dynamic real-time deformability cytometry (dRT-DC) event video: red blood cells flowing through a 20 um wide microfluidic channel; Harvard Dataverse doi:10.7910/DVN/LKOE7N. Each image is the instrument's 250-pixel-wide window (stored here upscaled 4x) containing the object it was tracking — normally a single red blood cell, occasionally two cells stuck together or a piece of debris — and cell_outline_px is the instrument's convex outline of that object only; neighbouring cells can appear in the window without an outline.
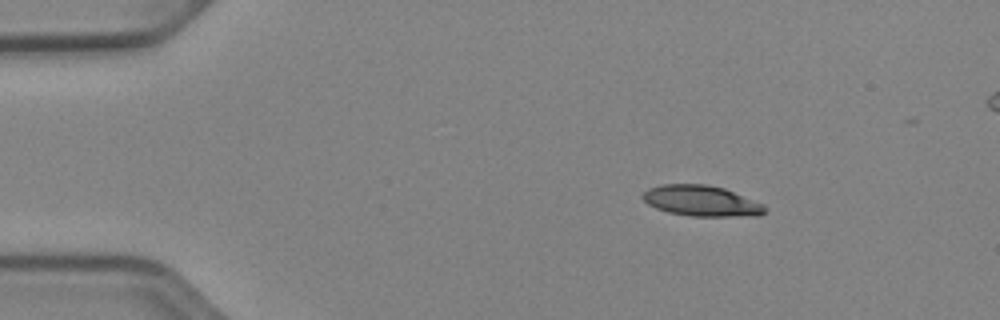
{"species": "Egyptian fruit bat (a non-hibernating species)", "species_latin": "Rousettus aegyptiacus", "temperature_condition": "cold", "stored_images_in_passage": 42, "camera_frame_rate_fps": 3000, "um_per_image_px": 0.085, "animal": {"sex": "female"}, "frame": {"image": 1, "passage_image": 1, "time_ms": 0.0, "image_size_px": [1000, 320], "cell_outline_px": [[768, 212], [760, 216], [692, 216], [668, 212], [656, 208], [648, 204], [640, 196], [648, 188], [660, 184], [708, 184], [724, 188], [764, 204], [768, 208]], "centroid_in_image_um": [59.65, 17.07], "position_along_channel_um": 25.3, "area_um2": 22.14}}
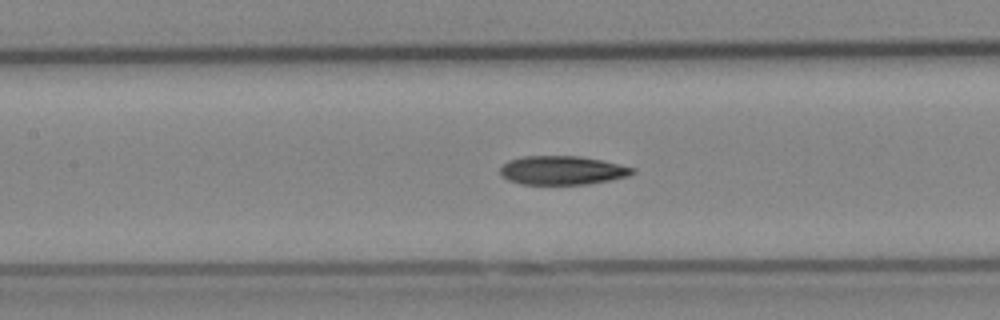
{"frame": {"image": 2, "passage_image": 17, "time_ms": 5.333, "image_size_px": [1000, 320], "cell_outline_px": [[636, 172], [628, 176], [588, 184], [520, 184], [508, 180], [500, 176], [500, 168], [508, 160], [520, 156], [580, 156], [600, 160], [636, 168]], "centroid_in_image_um": [47.76, 14.47], "position_along_channel_um": 159.6, "area_um2": 22.25}}
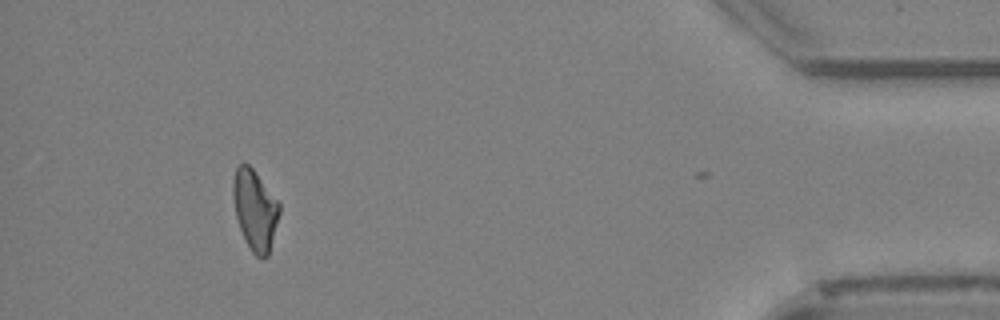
{"frame": {"image": 3, "passage_image": 41, "time_ms": 13.333, "image_size_px": [1000, 320], "cell_outline_px": [[280, 212], [268, 256], [256, 256], [252, 252], [244, 240], [236, 216], [232, 196], [232, 184], [236, 168], [240, 164], [248, 164], [252, 168], [280, 204]], "centroid_in_image_um": [21.65, 17.84], "position_along_channel_um": 413.5, "area_um2": 21.39}, "authors_computed_cell_mechanics": {"area_um2": 22.1085, "velocity_mm_per_s": 3.9221, "shape_relaxation_time_tau1_ms": 4.3489, "shape_relaxation_time_tau2_ms": 7.7542, "deformation_change_tau1": 0.1519, "deformation_change_tau2": 0.1876}}